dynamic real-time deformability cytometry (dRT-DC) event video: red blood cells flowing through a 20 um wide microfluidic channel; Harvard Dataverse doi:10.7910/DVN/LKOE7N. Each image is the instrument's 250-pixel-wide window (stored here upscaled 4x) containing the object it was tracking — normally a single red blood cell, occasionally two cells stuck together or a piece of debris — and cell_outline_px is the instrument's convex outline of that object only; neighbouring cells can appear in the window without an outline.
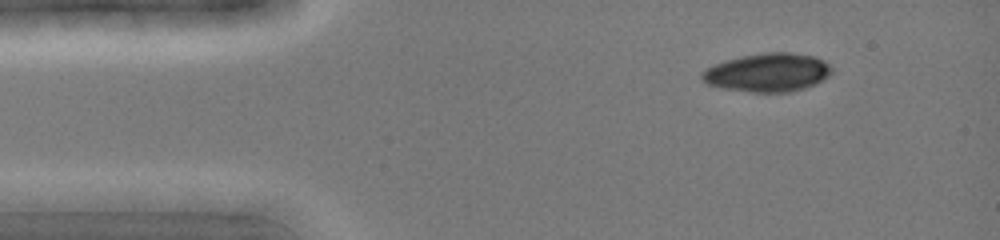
{"species": "common noctule bat (a hibernating species)", "species_latin": "Nyctalus noctula", "temperature_condition": "cold", "stored_images_in_passage": 9, "camera_frame_rate_fps": 3000, "um_per_image_px": 0.085, "animal": {"sex": "female", "body_mass_g": 19.0, "forearm_length_mm": 51.5}, "frame": {"image": 1, "passage_image": 2, "time_ms": 0.667, "image_size_px": [1000, 240], "cell_outline_px": [[832, 72], [828, 76], [816, 84], [804, 88], [788, 92], [752, 92], [720, 88], [708, 84], [700, 76], [700, 72], [724, 60], [744, 56], [768, 52], [792, 52], [812, 56], [824, 60], [832, 68]], "centroid_in_image_um": [65.26, 6.16], "position_along_channel_um": 19.7, "area_um2": 29.02}}